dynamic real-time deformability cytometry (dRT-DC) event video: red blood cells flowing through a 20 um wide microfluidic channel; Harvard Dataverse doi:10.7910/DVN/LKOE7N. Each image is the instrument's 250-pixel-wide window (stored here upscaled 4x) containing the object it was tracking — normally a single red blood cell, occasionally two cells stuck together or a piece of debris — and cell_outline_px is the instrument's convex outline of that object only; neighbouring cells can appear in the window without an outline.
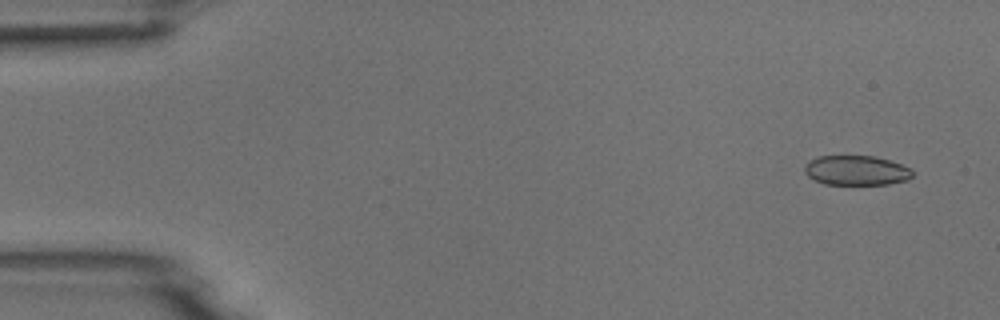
{"species": "common noctule bat (a hibernating species)", "species_latin": "Nyctalus noctula", "temperature_condition": "room temperature", "stored_images_in_passage": 14, "camera_frame_rate_fps": 3000, "um_per_image_px": 0.085, "animal": {"sex": "male", "body_mass_g": 18.8}, "frame": {"image": 1, "passage_image": 1, "time_ms": 0.0, "image_size_px": [1000, 320], "cell_outline_px": [[912, 176], [908, 180], [888, 184], [824, 184], [808, 176], [804, 172], [804, 164], [808, 160], [816, 156], [876, 156], [912, 168]], "centroid_in_image_um": [72.76, 14.48], "position_along_channel_um": 12.2, "area_um2": 18.79}}
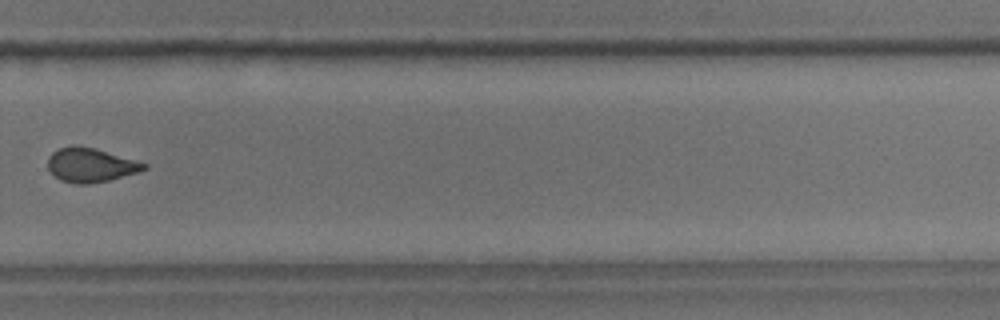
{"frame": {"image": 2, "passage_image": 10, "time_ms": 3.0, "image_size_px": [1000, 320], "cell_outline_px": [[148, 168], [140, 172], [108, 180], [88, 184], [76, 184], [60, 180], [48, 168], [48, 156], [52, 152], [60, 148], [72, 144], [76, 144], [96, 148], [136, 160], [148, 164]], "centroid_in_image_um": [7.71, 14.01], "position_along_channel_um": 322.1, "area_um2": 19.31}}
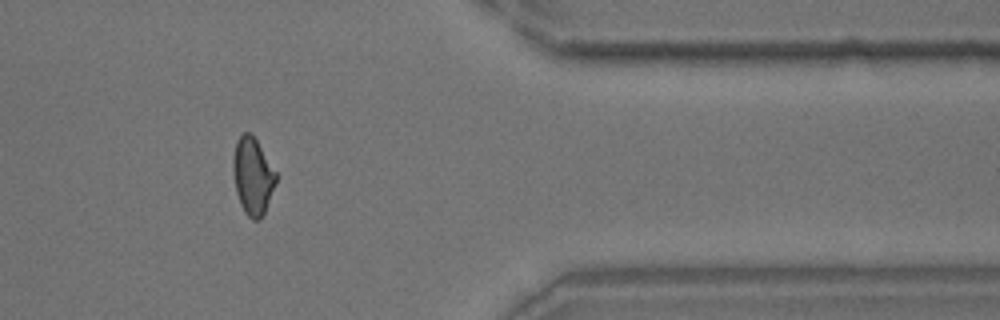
{"frame": {"image": 3, "passage_image": 12, "time_ms": 3.667, "image_size_px": [1000, 320], "cell_outline_px": [[276, 180], [264, 212], [260, 220], [252, 220], [244, 212], [240, 204], [236, 192], [232, 172], [232, 156], [236, 140], [244, 132], [248, 132], [256, 140], [276, 172]], "centroid_in_image_um": [21.43, 14.97], "position_along_channel_um": 390.0, "area_um2": 19.07}}